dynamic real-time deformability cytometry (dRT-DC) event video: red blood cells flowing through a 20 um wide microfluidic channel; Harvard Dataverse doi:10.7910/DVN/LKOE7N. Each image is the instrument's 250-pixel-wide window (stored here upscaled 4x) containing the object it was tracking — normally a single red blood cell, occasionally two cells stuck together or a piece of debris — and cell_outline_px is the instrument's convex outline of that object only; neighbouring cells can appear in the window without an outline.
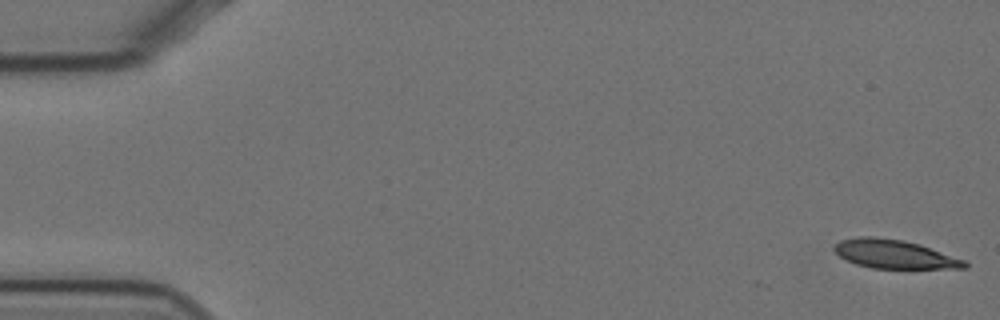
{"species": "Egyptian fruit bat (a non-hibernating species)", "species_latin": "Rousettus aegyptiacus", "temperature_condition": "cold", "stored_images_in_passage": 17, "camera_frame_rate_fps": 3000, "um_per_image_px": 0.085, "animal": {"sex": "female"}, "frame": {"image": 1, "passage_image": 1, "time_ms": 0.0, "image_size_px": [1000, 320], "cell_outline_px": [[968, 268], [872, 268], [856, 264], [840, 256], [832, 248], [840, 240], [860, 236], [876, 236], [904, 240], [920, 244], [968, 260]], "centroid_in_image_um": [76.07, 21.59], "position_along_channel_um": 8.9, "area_um2": 21.96}}
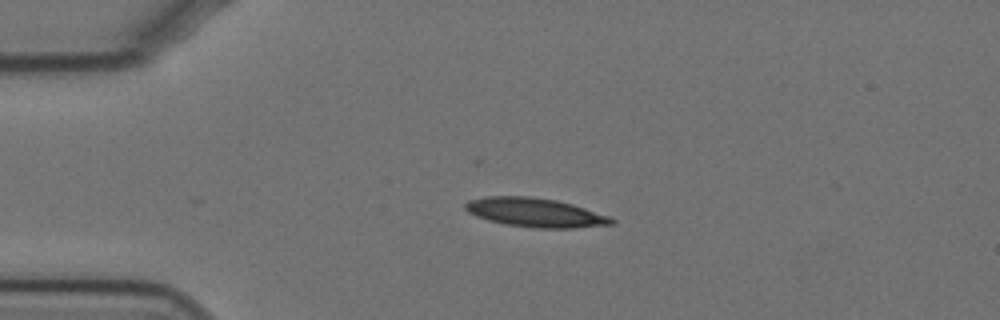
{"frame": {"image": 2, "passage_image": 13, "time_ms": 4.0, "image_size_px": [1000, 320], "cell_outline_px": [[616, 220], [612, 224], [576, 228], [532, 228], [508, 224], [488, 220], [476, 216], [468, 212], [464, 208], [464, 204], [468, 200], [484, 196], [528, 196], [556, 200], [572, 204], [608, 216]], "centroid_in_image_um": [45.46, 18.06], "position_along_channel_um": 39.5, "area_um2": 24.62}}